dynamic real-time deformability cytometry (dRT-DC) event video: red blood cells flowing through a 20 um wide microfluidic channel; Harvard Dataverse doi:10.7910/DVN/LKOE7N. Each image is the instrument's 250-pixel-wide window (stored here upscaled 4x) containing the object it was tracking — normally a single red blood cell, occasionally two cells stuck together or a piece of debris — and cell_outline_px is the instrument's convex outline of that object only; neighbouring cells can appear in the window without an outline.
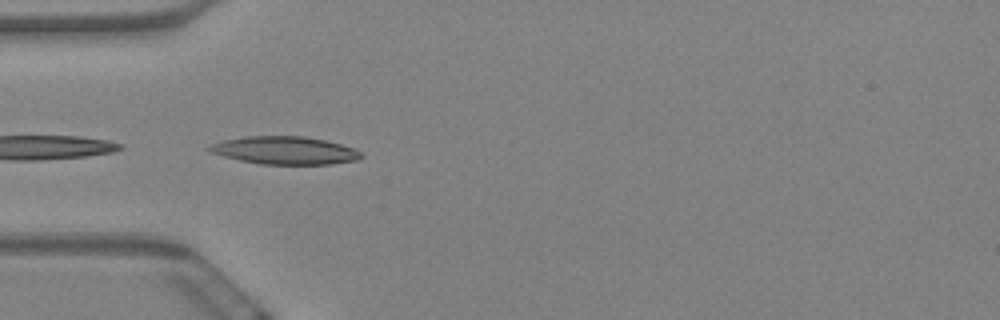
{"species": "Egyptian fruit bat (a non-hibernating species)", "species_latin": "Rousettus aegyptiacus", "temperature_condition": "warm", "stored_images_in_passage": 27, "camera_frame_rate_fps": 3000, "um_per_image_px": 0.085, "animal": {"sex": "female"}, "frame": {"image": 1, "passage_image": 1, "time_ms": 0.0, "image_size_px": [1000, 320], "cell_outline_px": [[364, 156], [356, 160], [332, 164], [260, 164], [240, 160], [224, 156], [212, 152], [204, 148], [212, 144], [224, 140], [244, 136], [304, 136], [324, 140], [356, 148]], "centroid_in_image_um": [24.22, 12.78], "position_along_channel_um": 60.8, "area_um2": 24.57}}